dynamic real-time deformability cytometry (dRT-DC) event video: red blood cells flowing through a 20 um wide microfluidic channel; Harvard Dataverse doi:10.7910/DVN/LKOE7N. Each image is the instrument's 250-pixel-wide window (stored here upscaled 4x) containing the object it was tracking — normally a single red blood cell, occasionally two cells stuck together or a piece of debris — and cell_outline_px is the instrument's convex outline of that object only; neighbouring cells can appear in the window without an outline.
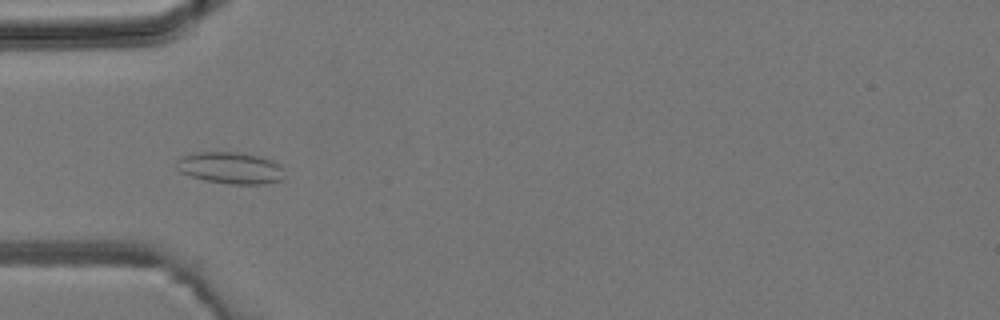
{"species": "common noctule bat (a hibernating species)", "species_latin": "Nyctalus noctula", "temperature_condition": "room temperature", "stored_images_in_passage": 4, "camera_frame_rate_fps": 3000, "um_per_image_px": 0.085, "animal": {"sex": "male", "body_mass_g": 19.2, "forearm_length_mm": 51.8}, "frame": {"image": 1, "passage_image": 4, "time_ms": 4.667, "image_size_px": [1000, 320], "cell_outline_px": [[280, 180], [264, 184], [232, 184], [204, 180], [180, 172], [176, 168], [176, 160], [180, 156], [192, 152], [240, 152], [264, 156], [280, 164]], "centroid_in_image_um": [19.52, 14.24], "position_along_channel_um": 65.5, "area_um2": 20.0}}